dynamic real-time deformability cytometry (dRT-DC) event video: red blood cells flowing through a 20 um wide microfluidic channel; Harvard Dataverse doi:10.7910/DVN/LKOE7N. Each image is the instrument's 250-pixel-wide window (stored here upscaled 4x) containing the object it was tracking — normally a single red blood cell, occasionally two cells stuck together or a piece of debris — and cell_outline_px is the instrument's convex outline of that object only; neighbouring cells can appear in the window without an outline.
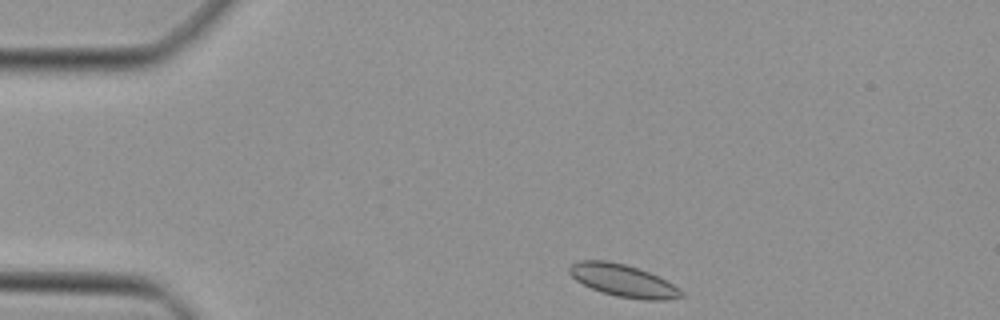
{"species": "Egyptian fruit bat (a non-hibernating species)", "species_latin": "Rousettus aegyptiacus", "temperature_condition": "cold", "stored_images_in_passage": 39, "camera_frame_rate_fps": 3000, "um_per_image_px": 0.085, "animal": {"sex": "female"}, "frame": {"image": 1, "passage_image": 1, "time_ms": 0.0, "image_size_px": [1000, 320], "cell_outline_px": [[684, 296], [664, 300], [648, 300], [616, 296], [592, 288], [576, 280], [568, 272], [568, 268], [572, 264], [580, 260], [608, 260], [640, 268], [672, 284], [684, 292]], "centroid_in_image_um": [52.95, 23.84], "position_along_channel_um": 32.0, "area_um2": 20.81}}
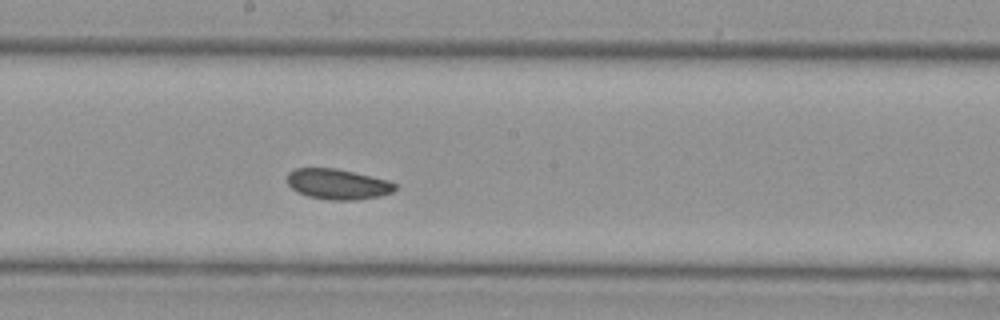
{"frame": {"image": 2, "passage_image": 18, "time_ms": 5.667, "image_size_px": [1000, 320], "cell_outline_px": [[396, 188], [392, 192], [380, 196], [356, 200], [328, 200], [308, 196], [296, 192], [288, 184], [288, 172], [296, 168], [336, 168], [388, 180], [396, 184]], "centroid_in_image_um": [28.7, 15.65], "position_along_channel_um": 219.5, "area_um2": 19.13}}
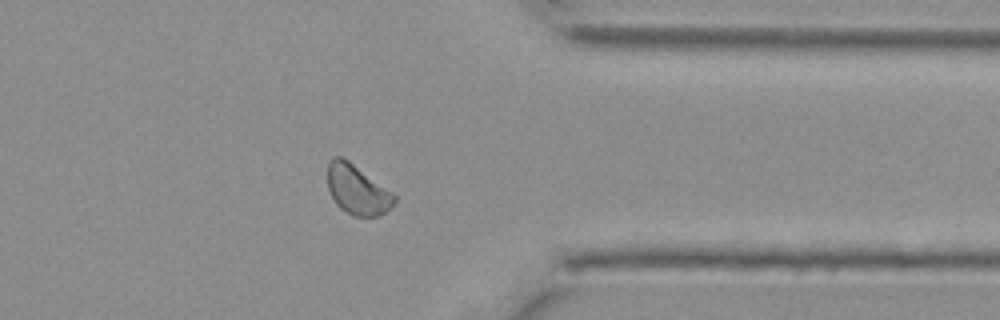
{"frame": {"image": 3, "passage_image": 30, "time_ms": 9.667, "image_size_px": [1000, 320], "cell_outline_px": [[396, 200], [380, 216], [352, 216], [340, 208], [336, 204], [328, 188], [328, 160], [332, 156], [340, 156], [348, 160], [392, 192], [396, 196]], "centroid_in_image_um": [30.34, 16.11], "position_along_channel_um": 381.1, "area_um2": 19.13}}